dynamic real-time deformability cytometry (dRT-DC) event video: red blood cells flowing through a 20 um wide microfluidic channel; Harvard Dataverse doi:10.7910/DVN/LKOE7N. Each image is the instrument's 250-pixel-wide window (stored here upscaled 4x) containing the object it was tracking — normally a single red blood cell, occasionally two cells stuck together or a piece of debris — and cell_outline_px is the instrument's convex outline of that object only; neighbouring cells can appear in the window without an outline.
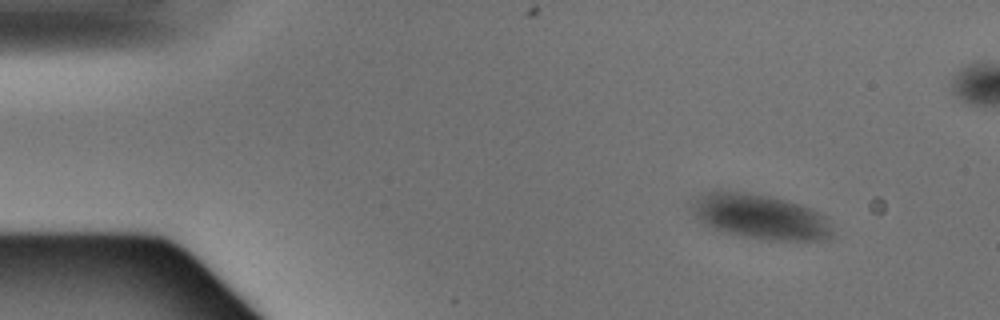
{"species": "Egyptian fruit bat (a non-hibernating species)", "species_latin": "Rousettus aegyptiacus", "temperature_condition": "warm", "stored_images_in_passage": 4, "camera_frame_rate_fps": 3000, "um_per_image_px": 0.085, "animal": {"sex": "male"}, "frame": {"image": 1, "passage_image": 1, "time_ms": 0.0, "image_size_px": [1000, 320], "cell_outline_px": [[832, 236], [828, 240], [772, 240], [744, 236], [724, 232], [712, 228], [704, 224], [688, 208], [692, 196], [716, 188], [720, 188], [772, 196], [808, 208], [824, 216], [832, 228]], "centroid_in_image_um": [64.49, 18.37], "position_along_channel_um": 20.5, "area_um2": 37.34}}